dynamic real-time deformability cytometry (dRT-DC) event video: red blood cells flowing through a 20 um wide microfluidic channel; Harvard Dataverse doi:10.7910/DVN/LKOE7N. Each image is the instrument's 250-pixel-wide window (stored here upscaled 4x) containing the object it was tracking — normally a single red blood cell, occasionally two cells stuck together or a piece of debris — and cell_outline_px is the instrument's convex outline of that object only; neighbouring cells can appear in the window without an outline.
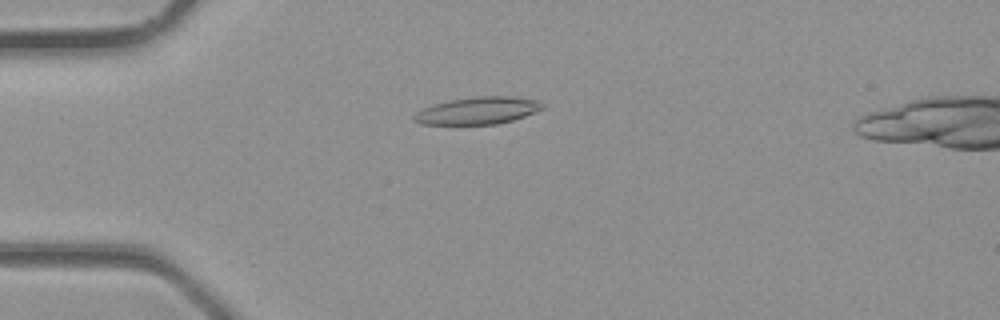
{"species": "common noctule bat (a hibernating species)", "species_latin": "Nyctalus noctula", "temperature_condition": "room temperature", "stored_images_in_passage": 7, "camera_frame_rate_fps": 3000, "um_per_image_px": 0.085, "animal": {"sex": "male", "body_mass_g": 23.1, "forearm_length_mm": 52.7}, "frame": {"image": 1, "passage_image": 3, "time_ms": 0.667, "image_size_px": [1000, 320], "cell_outline_px": [[544, 108], [536, 112], [512, 120], [496, 124], [420, 124], [412, 120], [412, 116], [416, 112], [432, 104], [452, 100], [480, 96], [512, 96], [536, 100], [544, 104]], "centroid_in_image_um": [40.6, 9.4], "position_along_channel_um": 44.4, "area_um2": 20.29}}
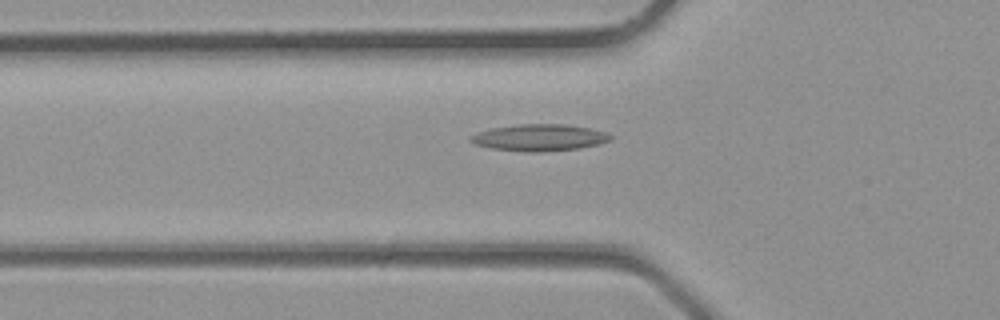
{"frame": {"image": 2, "passage_image": 6, "time_ms": 1.667, "image_size_px": [1000, 320], "cell_outline_px": [[612, 140], [580, 148], [540, 152], [524, 152], [492, 148], [476, 144], [468, 140], [472, 136], [480, 132], [492, 128], [520, 124], [564, 124], [588, 128], [604, 132], [612, 136]], "centroid_in_image_um": [45.86, 11.7], "position_along_channel_um": 79.9, "area_um2": 21.44}}